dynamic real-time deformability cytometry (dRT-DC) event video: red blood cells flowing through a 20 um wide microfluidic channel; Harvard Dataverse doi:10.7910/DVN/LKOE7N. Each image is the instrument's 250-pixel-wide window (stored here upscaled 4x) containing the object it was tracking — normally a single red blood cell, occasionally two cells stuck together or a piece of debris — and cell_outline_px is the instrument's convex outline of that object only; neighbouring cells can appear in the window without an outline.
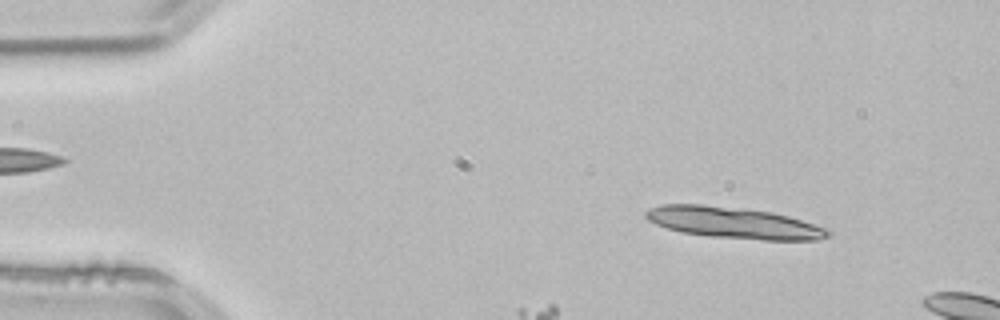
{"species": "common noctule bat (a hibernating species)", "species_latin": "Nyctalus noctula", "temperature_condition": "room temperature", "stored_images_in_passage": 10, "camera_frame_rate_fps": 3000, "um_per_image_px": 0.085, "animal": {"sex": "male", "body_mass_g": 21.5, "forearm_length_mm": 52.0}, "frame": {"image": 1, "passage_image": 5, "time_ms": 1.333, "image_size_px": [1000, 320], "cell_outline_px": [[832, 232], [828, 236], [820, 240], [764, 240], [708, 236], [680, 232], [656, 224], [648, 220], [644, 216], [644, 212], [648, 208], [660, 204], [704, 204], [772, 212], [788, 216], [828, 228]], "centroid_in_image_um": [62.35, 18.93], "position_along_channel_um": 22.7, "area_um2": 33.41}}